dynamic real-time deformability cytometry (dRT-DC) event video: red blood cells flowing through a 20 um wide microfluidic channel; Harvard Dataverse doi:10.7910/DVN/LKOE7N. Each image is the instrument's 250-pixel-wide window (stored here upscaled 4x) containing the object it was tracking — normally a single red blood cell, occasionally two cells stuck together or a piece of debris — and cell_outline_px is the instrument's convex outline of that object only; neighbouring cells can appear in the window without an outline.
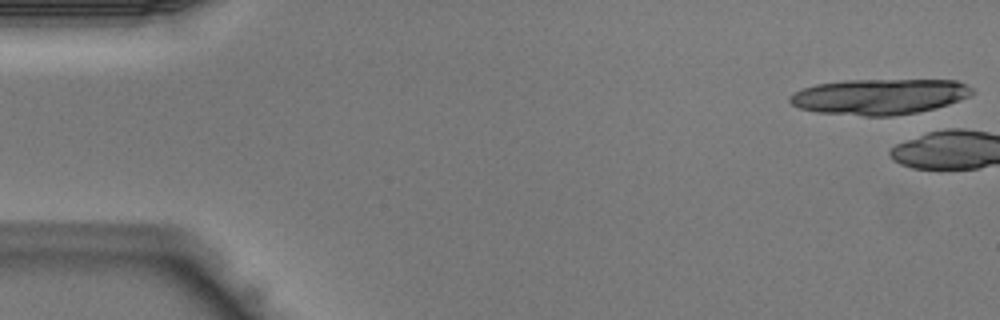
{"species": "Egyptian fruit bat (a non-hibernating species)", "species_latin": "Rousettus aegyptiacus", "temperature_condition": "warm", "stored_images_in_passage": 3, "camera_frame_rate_fps": 3000, "um_per_image_px": 0.085, "animal": {"sex": "male"}, "frame": {"image": 1, "passage_image": 1, "time_ms": 0.0, "image_size_px": [1000, 320], "cell_outline_px": [[976, 92], [972, 96], [936, 108], [916, 112], [892, 116], [864, 116], [816, 112], [800, 108], [792, 104], [788, 100], [788, 96], [792, 92], [816, 84], [844, 80], [956, 80], [968, 84]], "centroid_in_image_um": [74.77, 8.21], "position_along_channel_um": 10.2, "area_um2": 38.21}}